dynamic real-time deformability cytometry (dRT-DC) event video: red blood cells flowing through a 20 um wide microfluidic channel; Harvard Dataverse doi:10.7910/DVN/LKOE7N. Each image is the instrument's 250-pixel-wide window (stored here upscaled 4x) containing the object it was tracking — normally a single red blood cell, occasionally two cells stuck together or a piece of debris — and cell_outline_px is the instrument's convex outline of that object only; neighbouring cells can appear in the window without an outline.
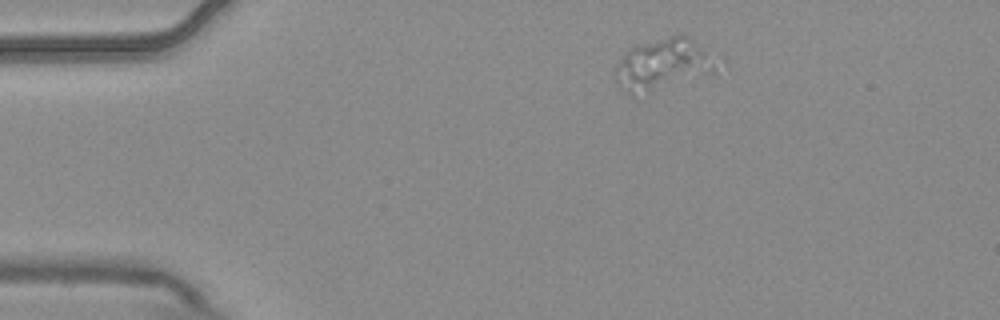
{"species": "common noctule bat (a hibernating species)", "species_latin": "Nyctalus noctula", "temperature_condition": "warm", "stored_images_in_passage": 2, "camera_frame_rate_fps": 3000, "um_per_image_px": 0.085, "animal": {"sex": "male", "body_mass_g": 20.4}, "frame": {"image": 1, "passage_image": 1, "time_ms": 0.0, "image_size_px": [1000, 320], "cell_outline_px": [[716, 72], [628, 96], [624, 92], [616, 80], [616, 64], [624, 52], [632, 48], [676, 32], [688, 36], [704, 48]], "centroid_in_image_um": [56.26, 5.43], "position_along_channel_um": 28.7, "area_um2": 29.13}}